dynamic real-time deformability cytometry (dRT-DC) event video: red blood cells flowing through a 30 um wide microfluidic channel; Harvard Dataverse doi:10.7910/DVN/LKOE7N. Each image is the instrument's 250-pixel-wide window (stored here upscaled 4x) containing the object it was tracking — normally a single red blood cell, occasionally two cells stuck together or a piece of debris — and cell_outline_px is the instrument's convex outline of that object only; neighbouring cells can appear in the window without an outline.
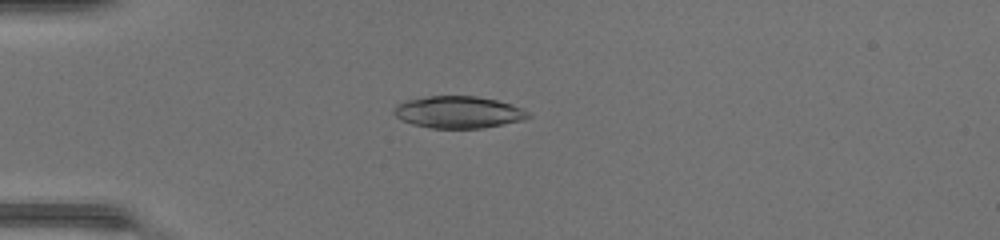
{"species": "common noctule bat (a hibernating species)", "species_latin": "Nyctalus noctula", "temperature_condition": "warm", "stored_images_in_passage": 48, "camera_frame_rate_fps": 3000, "um_per_image_px": 0.085, "animal": {"sex": "female", "body_mass_g": 17.0, "forearm_length_mm": 48.0}, "frame": {"image": 1, "passage_image": 14, "time_ms": 4.333, "image_size_px": [1000, 240], "cell_outline_px": [[532, 116], [520, 120], [480, 128], [432, 128], [412, 124], [396, 116], [392, 112], [400, 104], [408, 100], [428, 96], [476, 96], [496, 100], [512, 104], [528, 112]], "centroid_in_image_um": [38.97, 9.53], "position_along_channel_um": 46.0, "area_um2": 24.51}}
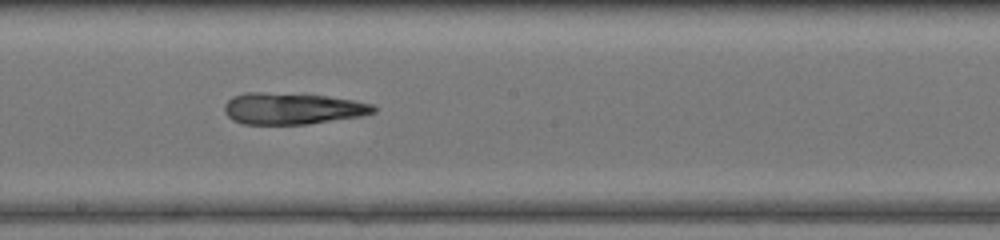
{"frame": {"image": 2, "passage_image": 28, "time_ms": 9.0, "image_size_px": [1000, 240], "cell_outline_px": [[376, 112], [360, 116], [304, 124], [244, 124], [232, 120], [224, 112], [224, 104], [232, 96], [244, 92], [264, 92], [328, 96], [352, 100], [372, 104], [376, 108]], "centroid_in_image_um": [24.79, 9.22], "position_along_channel_um": 223.4, "area_um2": 27.28}}
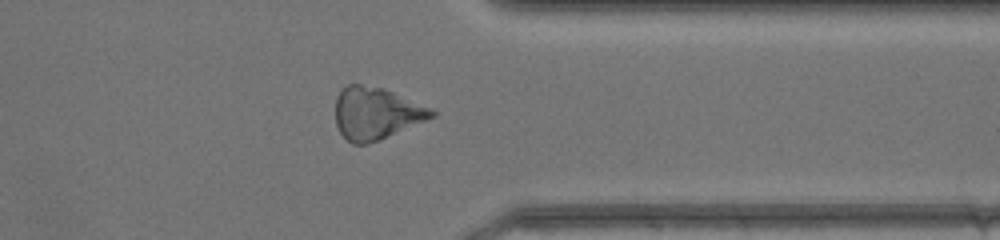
{"frame": {"image": 3, "passage_image": 39, "time_ms": 12.667, "image_size_px": [1000, 240], "cell_outline_px": [[436, 116], [376, 140], [364, 144], [352, 144], [340, 132], [336, 124], [336, 96], [348, 84], [360, 84], [384, 88], [428, 108], [436, 112]], "centroid_in_image_um": [31.92, 9.62], "position_along_channel_um": 379.5, "area_um2": 28.44}, "authors_computed_cell_mechanics": {"area_um2": 27.2238, "velocity_mm_per_s": 4.3695, "shape_relaxation_time_tau1_ms": null, "shape_relaxation_time_tau2_ms": 4.5307, "deformation_change_tau1": null, "deformation_change_tau2": 0.1287}}